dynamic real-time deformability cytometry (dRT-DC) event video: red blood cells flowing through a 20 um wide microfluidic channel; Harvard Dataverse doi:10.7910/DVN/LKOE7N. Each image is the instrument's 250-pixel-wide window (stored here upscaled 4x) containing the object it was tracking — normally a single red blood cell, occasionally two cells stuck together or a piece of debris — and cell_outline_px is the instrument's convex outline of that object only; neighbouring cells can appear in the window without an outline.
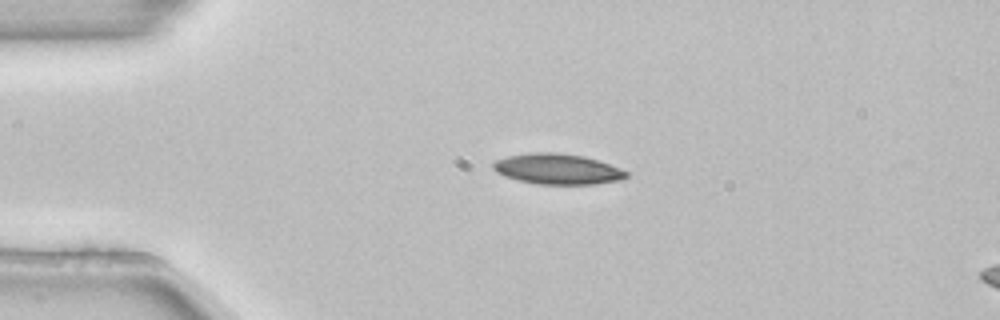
{"species": "common noctule bat (a hibernating species)", "species_latin": "Nyctalus noctula", "temperature_condition": "room temperature", "stored_images_in_passage": 3, "segment_of_instrument_passage": [1, 2], "camera_frame_rate_fps": 3000, "um_per_image_px": 0.085, "animal": {"sex": "female", "body_mass_g": 22.7, "forearm_length_mm": 54.2}, "frame": {"image": 1, "passage_image": 1, "time_ms": 0.0, "image_size_px": [1000, 320], "cell_outline_px": [[628, 176], [624, 180], [596, 184], [536, 184], [504, 176], [496, 172], [492, 168], [492, 164], [496, 160], [508, 156], [532, 152], [556, 152], [584, 156], [620, 168], [628, 172]], "centroid_in_image_um": [47.4, 14.37], "position_along_channel_um": 37.6, "area_um2": 23.76}}